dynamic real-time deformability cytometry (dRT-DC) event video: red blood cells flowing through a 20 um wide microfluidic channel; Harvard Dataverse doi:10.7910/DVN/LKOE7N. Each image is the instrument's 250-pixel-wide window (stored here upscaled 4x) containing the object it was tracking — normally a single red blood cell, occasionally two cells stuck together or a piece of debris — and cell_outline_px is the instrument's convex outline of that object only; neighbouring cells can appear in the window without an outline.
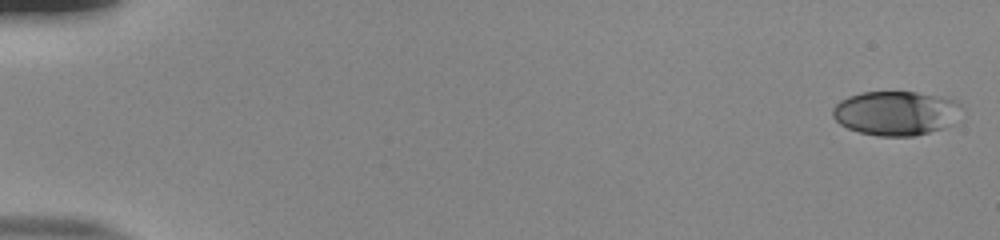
{"species": "human", "species_latin": "Homo sapiens", "temperature_condition": "room temperature", "stored_images_in_passage": 54, "camera_frame_rate_fps": 3000, "um_per_image_px": 0.085, "donor": {"sex": "male"}, "frame": {"image": 1, "passage_image": 1, "time_ms": 0.0, "image_size_px": [1000, 240], "cell_outline_px": [[964, 104], [940, 128], [916, 136], [880, 136], [860, 132], [848, 128], [840, 124], [832, 116], [832, 108], [840, 100], [848, 96], [860, 92], [916, 92], [956, 100]], "centroid_in_image_um": [76.03, 9.6], "position_along_channel_um": 9.0, "area_um2": 32.54}}
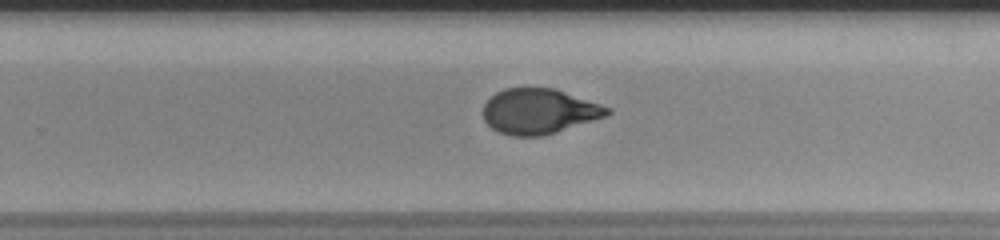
{"frame": {"image": 2, "passage_image": 36, "time_ms": 11.667, "image_size_px": [1000, 240], "cell_outline_px": [[612, 112], [604, 116], [556, 132], [540, 136], [512, 136], [500, 132], [492, 128], [484, 120], [484, 104], [496, 92], [504, 88], [556, 88], [612, 108]], "centroid_in_image_um": [45.82, 9.45], "position_along_channel_um": 284.0, "area_um2": 32.48}}
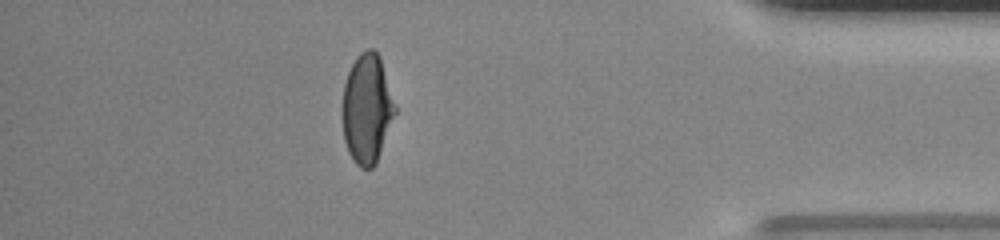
{"frame": {"image": 3, "passage_image": 48, "time_ms": 15.667, "image_size_px": [1000, 240], "cell_outline_px": [[396, 112], [376, 164], [372, 168], [360, 168], [356, 164], [348, 152], [344, 140], [340, 112], [344, 84], [348, 72], [356, 56], [360, 52], [368, 48], [372, 48], [380, 56], [396, 108]], "centroid_in_image_um": [31.16, 9.25], "position_along_channel_um": 404.0, "area_um2": 33.99}, "authors_computed_cell_mechanics": {"area_um2": 33.524, "velocity_mm_per_s": 3.8484, "shape_relaxation_time_tau1_ms": 6.2031, "shape_relaxation_time_tau2_ms": 1.1329, "deformation_change_tau1": 0.2309, "deformation_change_tau2": 0.0629}}